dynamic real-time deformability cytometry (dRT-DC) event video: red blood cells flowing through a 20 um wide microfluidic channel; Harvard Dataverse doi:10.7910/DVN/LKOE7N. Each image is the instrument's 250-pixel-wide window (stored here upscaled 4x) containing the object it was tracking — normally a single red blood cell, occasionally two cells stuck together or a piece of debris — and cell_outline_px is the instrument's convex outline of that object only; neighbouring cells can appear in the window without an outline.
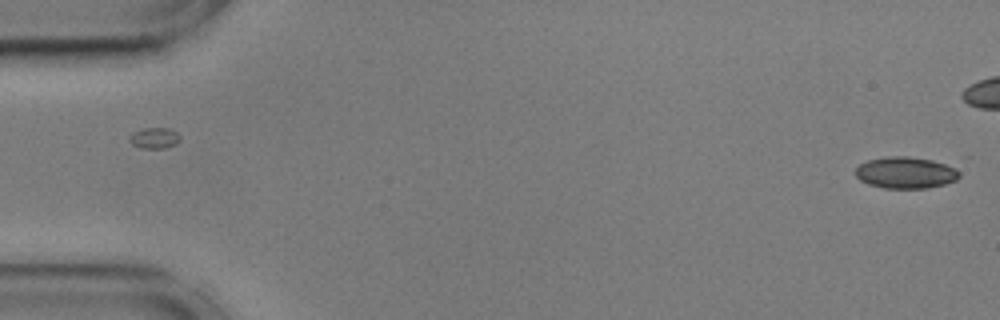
{"species": "common noctule bat (a hibernating species)", "species_latin": "Nyctalus noctula", "temperature_condition": "cold", "stored_images_in_passage": 45, "camera_frame_rate_fps": 3000, "um_per_image_px": 0.085, "animal": {"sex": "male", "body_mass_g": 17.9, "forearm_length_mm": 54.2}, "frame": {"image": 1, "passage_image": 1, "time_ms": 0.0, "image_size_px": [1000, 320], "cell_outline_px": [[960, 176], [956, 180], [944, 184], [928, 188], [884, 188], [868, 184], [860, 180], [856, 176], [856, 168], [860, 164], [868, 160], [888, 156], [908, 156], [960, 164]], "centroid_in_image_um": [77.1, 14.65], "position_along_channel_um": 7.9, "area_um2": 19.71}}
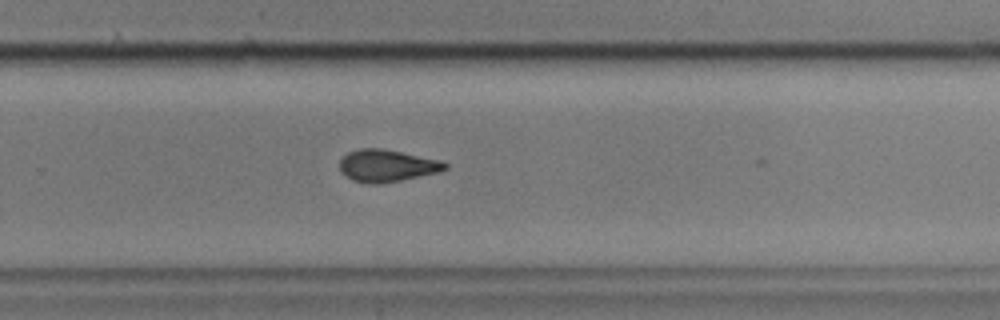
{"frame": {"image": 2, "passage_image": 36, "time_ms": 11.667, "image_size_px": [1000, 320], "cell_outline_px": [[448, 168], [440, 172], [380, 184], [376, 184], [352, 180], [340, 172], [340, 160], [348, 152], [360, 148], [380, 148], [440, 160], [448, 164]], "centroid_in_image_um": [32.88, 14.08], "position_along_channel_um": 296.9, "area_um2": 19.59}}
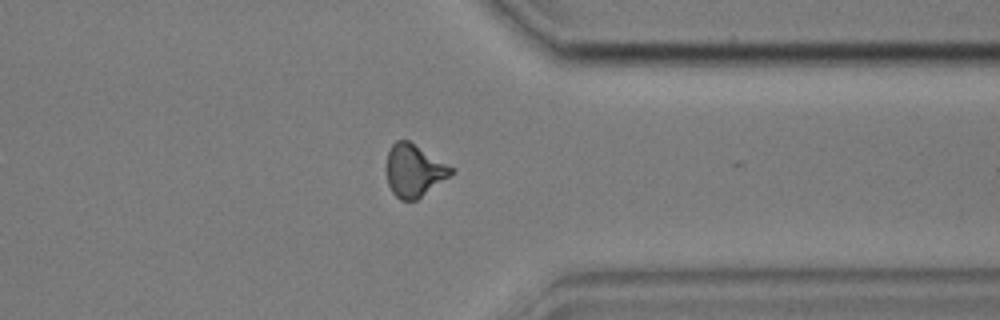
{"frame": {"image": 3, "passage_image": 43, "time_ms": 14.0, "image_size_px": [1000, 320], "cell_outline_px": [[456, 168], [448, 176], [416, 200], [400, 200], [392, 192], [388, 184], [388, 152], [392, 144], [396, 140], [408, 140]], "centroid_in_image_um": [35.2, 14.48], "position_along_channel_um": 376.2, "area_um2": 19.36}}